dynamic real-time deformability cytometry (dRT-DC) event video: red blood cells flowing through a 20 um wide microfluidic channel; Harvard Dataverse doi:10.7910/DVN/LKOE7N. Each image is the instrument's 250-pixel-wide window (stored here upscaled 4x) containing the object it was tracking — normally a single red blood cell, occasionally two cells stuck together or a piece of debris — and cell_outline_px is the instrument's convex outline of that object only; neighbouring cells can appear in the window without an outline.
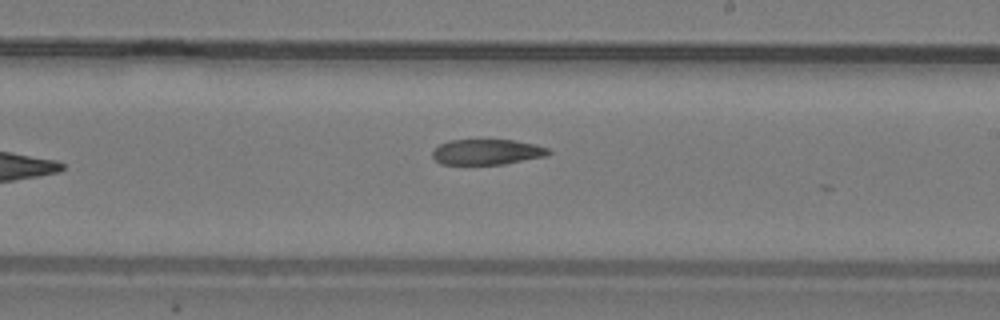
{"species": "common noctule bat (a hibernating species)", "species_latin": "Nyctalus noctula", "temperature_condition": "warm", "stored_images_in_passage": 18, "camera_frame_rate_fps": 3000, "um_per_image_px": 0.085, "animal": {"sex": "male", "body_mass_g": 19.2, "forearm_length_mm": 51.8}, "frame": {"image": 1, "passage_image": 18, "time_ms": 5.667, "image_size_px": [1000, 320], "cell_outline_px": [[552, 152], [544, 156], [504, 164], [440, 164], [432, 156], [432, 152], [440, 144], [448, 140], [512, 140], [536, 144], [548, 148]], "centroid_in_image_um": [41.38, 12.91], "position_along_channel_um": 247.6, "area_um2": 17.11}}